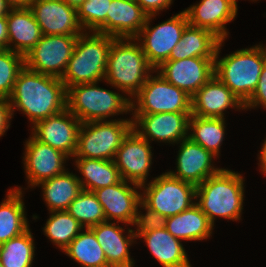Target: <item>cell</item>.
I'll return each instance as SVG.
<instances>
[{
	"instance_id": "19",
	"label": "cell",
	"mask_w": 266,
	"mask_h": 267,
	"mask_svg": "<svg viewBox=\"0 0 266 267\" xmlns=\"http://www.w3.org/2000/svg\"><path fill=\"white\" fill-rule=\"evenodd\" d=\"M179 143L177 171L168 172L174 178L197 186L222 169L213 167L212 161L216 156L190 138L187 137Z\"/></svg>"
},
{
	"instance_id": "33",
	"label": "cell",
	"mask_w": 266,
	"mask_h": 267,
	"mask_svg": "<svg viewBox=\"0 0 266 267\" xmlns=\"http://www.w3.org/2000/svg\"><path fill=\"white\" fill-rule=\"evenodd\" d=\"M34 252L33 235L28 229L0 245V262L3 267H32Z\"/></svg>"
},
{
	"instance_id": "20",
	"label": "cell",
	"mask_w": 266,
	"mask_h": 267,
	"mask_svg": "<svg viewBox=\"0 0 266 267\" xmlns=\"http://www.w3.org/2000/svg\"><path fill=\"white\" fill-rule=\"evenodd\" d=\"M245 109L241 100L214 74L191 97V114L204 118H224L228 108Z\"/></svg>"
},
{
	"instance_id": "45",
	"label": "cell",
	"mask_w": 266,
	"mask_h": 267,
	"mask_svg": "<svg viewBox=\"0 0 266 267\" xmlns=\"http://www.w3.org/2000/svg\"><path fill=\"white\" fill-rule=\"evenodd\" d=\"M11 7L6 3L5 0H0V18L7 17Z\"/></svg>"
},
{
	"instance_id": "39",
	"label": "cell",
	"mask_w": 266,
	"mask_h": 267,
	"mask_svg": "<svg viewBox=\"0 0 266 267\" xmlns=\"http://www.w3.org/2000/svg\"><path fill=\"white\" fill-rule=\"evenodd\" d=\"M266 108V64L262 69L256 90L250 99L244 104L245 109L255 108L257 106Z\"/></svg>"
},
{
	"instance_id": "28",
	"label": "cell",
	"mask_w": 266,
	"mask_h": 267,
	"mask_svg": "<svg viewBox=\"0 0 266 267\" xmlns=\"http://www.w3.org/2000/svg\"><path fill=\"white\" fill-rule=\"evenodd\" d=\"M36 186H41L44 202L50 212L67 211L83 190L78 176L67 170L63 174L41 181Z\"/></svg>"
},
{
	"instance_id": "24",
	"label": "cell",
	"mask_w": 266,
	"mask_h": 267,
	"mask_svg": "<svg viewBox=\"0 0 266 267\" xmlns=\"http://www.w3.org/2000/svg\"><path fill=\"white\" fill-rule=\"evenodd\" d=\"M7 23L8 49L23 56H25L43 36L40 26L36 22L29 7L11 8L7 15Z\"/></svg>"
},
{
	"instance_id": "25",
	"label": "cell",
	"mask_w": 266,
	"mask_h": 267,
	"mask_svg": "<svg viewBox=\"0 0 266 267\" xmlns=\"http://www.w3.org/2000/svg\"><path fill=\"white\" fill-rule=\"evenodd\" d=\"M221 39L210 30L188 24L168 60L190 57L215 58Z\"/></svg>"
},
{
	"instance_id": "41",
	"label": "cell",
	"mask_w": 266,
	"mask_h": 267,
	"mask_svg": "<svg viewBox=\"0 0 266 267\" xmlns=\"http://www.w3.org/2000/svg\"><path fill=\"white\" fill-rule=\"evenodd\" d=\"M12 116L9 99L0 97V137L9 128Z\"/></svg>"
},
{
	"instance_id": "15",
	"label": "cell",
	"mask_w": 266,
	"mask_h": 267,
	"mask_svg": "<svg viewBox=\"0 0 266 267\" xmlns=\"http://www.w3.org/2000/svg\"><path fill=\"white\" fill-rule=\"evenodd\" d=\"M150 143L134 130L124 139L113 160L123 180L140 186L146 184L152 165Z\"/></svg>"
},
{
	"instance_id": "18",
	"label": "cell",
	"mask_w": 266,
	"mask_h": 267,
	"mask_svg": "<svg viewBox=\"0 0 266 267\" xmlns=\"http://www.w3.org/2000/svg\"><path fill=\"white\" fill-rule=\"evenodd\" d=\"M43 35H80L77 9L63 0H33L29 6Z\"/></svg>"
},
{
	"instance_id": "3",
	"label": "cell",
	"mask_w": 266,
	"mask_h": 267,
	"mask_svg": "<svg viewBox=\"0 0 266 267\" xmlns=\"http://www.w3.org/2000/svg\"><path fill=\"white\" fill-rule=\"evenodd\" d=\"M155 69L134 38H116L109 49L104 80L132 99ZM131 96V98H130Z\"/></svg>"
},
{
	"instance_id": "35",
	"label": "cell",
	"mask_w": 266,
	"mask_h": 267,
	"mask_svg": "<svg viewBox=\"0 0 266 267\" xmlns=\"http://www.w3.org/2000/svg\"><path fill=\"white\" fill-rule=\"evenodd\" d=\"M84 228L106 221L103 207L93 191L82 190L67 210Z\"/></svg>"
},
{
	"instance_id": "44",
	"label": "cell",
	"mask_w": 266,
	"mask_h": 267,
	"mask_svg": "<svg viewBox=\"0 0 266 267\" xmlns=\"http://www.w3.org/2000/svg\"><path fill=\"white\" fill-rule=\"evenodd\" d=\"M11 8H27L33 0H5Z\"/></svg>"
},
{
	"instance_id": "9",
	"label": "cell",
	"mask_w": 266,
	"mask_h": 267,
	"mask_svg": "<svg viewBox=\"0 0 266 267\" xmlns=\"http://www.w3.org/2000/svg\"><path fill=\"white\" fill-rule=\"evenodd\" d=\"M133 98L131 111L134 110V114L191 113V96L159 73L156 76L150 74Z\"/></svg>"
},
{
	"instance_id": "26",
	"label": "cell",
	"mask_w": 266,
	"mask_h": 267,
	"mask_svg": "<svg viewBox=\"0 0 266 267\" xmlns=\"http://www.w3.org/2000/svg\"><path fill=\"white\" fill-rule=\"evenodd\" d=\"M214 225L195 203L189 209L166 218V230L179 240L201 241L208 239Z\"/></svg>"
},
{
	"instance_id": "6",
	"label": "cell",
	"mask_w": 266,
	"mask_h": 267,
	"mask_svg": "<svg viewBox=\"0 0 266 267\" xmlns=\"http://www.w3.org/2000/svg\"><path fill=\"white\" fill-rule=\"evenodd\" d=\"M95 83L76 84L67 89V109L81 123L107 121L106 118L131 111V99Z\"/></svg>"
},
{
	"instance_id": "32",
	"label": "cell",
	"mask_w": 266,
	"mask_h": 267,
	"mask_svg": "<svg viewBox=\"0 0 266 267\" xmlns=\"http://www.w3.org/2000/svg\"><path fill=\"white\" fill-rule=\"evenodd\" d=\"M225 128V118H204L191 115L188 129L190 131L188 133L191 134H188V138L218 157L225 136Z\"/></svg>"
},
{
	"instance_id": "40",
	"label": "cell",
	"mask_w": 266,
	"mask_h": 267,
	"mask_svg": "<svg viewBox=\"0 0 266 267\" xmlns=\"http://www.w3.org/2000/svg\"><path fill=\"white\" fill-rule=\"evenodd\" d=\"M136 2L148 15H157L159 11L167 9L173 0H136Z\"/></svg>"
},
{
	"instance_id": "34",
	"label": "cell",
	"mask_w": 266,
	"mask_h": 267,
	"mask_svg": "<svg viewBox=\"0 0 266 267\" xmlns=\"http://www.w3.org/2000/svg\"><path fill=\"white\" fill-rule=\"evenodd\" d=\"M50 214L43 228L44 234L63 251L84 227L68 211Z\"/></svg>"
},
{
	"instance_id": "38",
	"label": "cell",
	"mask_w": 266,
	"mask_h": 267,
	"mask_svg": "<svg viewBox=\"0 0 266 267\" xmlns=\"http://www.w3.org/2000/svg\"><path fill=\"white\" fill-rule=\"evenodd\" d=\"M146 210L145 214L140 213L139 208ZM139 211V212H138ZM166 217L157 211L148 208L142 201L137 205V212L133 225H136L134 234L138 238L141 234L146 232L162 229L165 227ZM136 231V232H135Z\"/></svg>"
},
{
	"instance_id": "42",
	"label": "cell",
	"mask_w": 266,
	"mask_h": 267,
	"mask_svg": "<svg viewBox=\"0 0 266 267\" xmlns=\"http://www.w3.org/2000/svg\"><path fill=\"white\" fill-rule=\"evenodd\" d=\"M0 49H8L7 17L0 18Z\"/></svg>"
},
{
	"instance_id": "37",
	"label": "cell",
	"mask_w": 266,
	"mask_h": 267,
	"mask_svg": "<svg viewBox=\"0 0 266 267\" xmlns=\"http://www.w3.org/2000/svg\"><path fill=\"white\" fill-rule=\"evenodd\" d=\"M25 67L24 56L10 49H0V97L9 98L19 72Z\"/></svg>"
},
{
	"instance_id": "4",
	"label": "cell",
	"mask_w": 266,
	"mask_h": 267,
	"mask_svg": "<svg viewBox=\"0 0 266 267\" xmlns=\"http://www.w3.org/2000/svg\"><path fill=\"white\" fill-rule=\"evenodd\" d=\"M221 40L215 55L214 74L245 104L256 90L266 64V51L261 44L236 50L219 59Z\"/></svg>"
},
{
	"instance_id": "16",
	"label": "cell",
	"mask_w": 266,
	"mask_h": 267,
	"mask_svg": "<svg viewBox=\"0 0 266 267\" xmlns=\"http://www.w3.org/2000/svg\"><path fill=\"white\" fill-rule=\"evenodd\" d=\"M68 156L62 151L36 140L32 135L25 142L23 157L25 174L30 187L54 176L63 174Z\"/></svg>"
},
{
	"instance_id": "36",
	"label": "cell",
	"mask_w": 266,
	"mask_h": 267,
	"mask_svg": "<svg viewBox=\"0 0 266 267\" xmlns=\"http://www.w3.org/2000/svg\"><path fill=\"white\" fill-rule=\"evenodd\" d=\"M112 0H85L77 9L78 21L84 31L106 34V17Z\"/></svg>"
},
{
	"instance_id": "10",
	"label": "cell",
	"mask_w": 266,
	"mask_h": 267,
	"mask_svg": "<svg viewBox=\"0 0 266 267\" xmlns=\"http://www.w3.org/2000/svg\"><path fill=\"white\" fill-rule=\"evenodd\" d=\"M155 16L156 14L148 15L145 25L134 38L135 41L140 43L148 63L154 69L169 59L172 49L181 39L185 27L189 24L186 13L183 10L167 21L151 28L150 22Z\"/></svg>"
},
{
	"instance_id": "5",
	"label": "cell",
	"mask_w": 266,
	"mask_h": 267,
	"mask_svg": "<svg viewBox=\"0 0 266 267\" xmlns=\"http://www.w3.org/2000/svg\"><path fill=\"white\" fill-rule=\"evenodd\" d=\"M89 33V34H88ZM116 38L95 31H84L77 38L67 69L61 78L66 89L105 78L109 49Z\"/></svg>"
},
{
	"instance_id": "43",
	"label": "cell",
	"mask_w": 266,
	"mask_h": 267,
	"mask_svg": "<svg viewBox=\"0 0 266 267\" xmlns=\"http://www.w3.org/2000/svg\"><path fill=\"white\" fill-rule=\"evenodd\" d=\"M259 166H260V170L262 171V173L266 176V139L264 141V143L262 144L260 153H259Z\"/></svg>"
},
{
	"instance_id": "31",
	"label": "cell",
	"mask_w": 266,
	"mask_h": 267,
	"mask_svg": "<svg viewBox=\"0 0 266 267\" xmlns=\"http://www.w3.org/2000/svg\"><path fill=\"white\" fill-rule=\"evenodd\" d=\"M84 230L62 252L79 263L81 267L109 266L94 232L90 228H84Z\"/></svg>"
},
{
	"instance_id": "7",
	"label": "cell",
	"mask_w": 266,
	"mask_h": 267,
	"mask_svg": "<svg viewBox=\"0 0 266 267\" xmlns=\"http://www.w3.org/2000/svg\"><path fill=\"white\" fill-rule=\"evenodd\" d=\"M133 130L132 117L81 123L74 158L114 160L116 151Z\"/></svg>"
},
{
	"instance_id": "47",
	"label": "cell",
	"mask_w": 266,
	"mask_h": 267,
	"mask_svg": "<svg viewBox=\"0 0 266 267\" xmlns=\"http://www.w3.org/2000/svg\"><path fill=\"white\" fill-rule=\"evenodd\" d=\"M237 4V0H233ZM251 1H257V0H251Z\"/></svg>"
},
{
	"instance_id": "1",
	"label": "cell",
	"mask_w": 266,
	"mask_h": 267,
	"mask_svg": "<svg viewBox=\"0 0 266 267\" xmlns=\"http://www.w3.org/2000/svg\"><path fill=\"white\" fill-rule=\"evenodd\" d=\"M8 99L12 115L18 109L34 125L67 108V89L61 78L24 67L19 72Z\"/></svg>"
},
{
	"instance_id": "2",
	"label": "cell",
	"mask_w": 266,
	"mask_h": 267,
	"mask_svg": "<svg viewBox=\"0 0 266 267\" xmlns=\"http://www.w3.org/2000/svg\"><path fill=\"white\" fill-rule=\"evenodd\" d=\"M244 178L232 170L221 169L196 186V204L214 225L215 217L232 221L241 219Z\"/></svg>"
},
{
	"instance_id": "29",
	"label": "cell",
	"mask_w": 266,
	"mask_h": 267,
	"mask_svg": "<svg viewBox=\"0 0 266 267\" xmlns=\"http://www.w3.org/2000/svg\"><path fill=\"white\" fill-rule=\"evenodd\" d=\"M21 189H9L6 199L0 204V245L29 229Z\"/></svg>"
},
{
	"instance_id": "12",
	"label": "cell",
	"mask_w": 266,
	"mask_h": 267,
	"mask_svg": "<svg viewBox=\"0 0 266 267\" xmlns=\"http://www.w3.org/2000/svg\"><path fill=\"white\" fill-rule=\"evenodd\" d=\"M133 130L143 139L177 143L188 137L191 113L133 114Z\"/></svg>"
},
{
	"instance_id": "8",
	"label": "cell",
	"mask_w": 266,
	"mask_h": 267,
	"mask_svg": "<svg viewBox=\"0 0 266 267\" xmlns=\"http://www.w3.org/2000/svg\"><path fill=\"white\" fill-rule=\"evenodd\" d=\"M141 201L150 209L170 217L189 209L196 202V186L174 178L168 172L140 186ZM143 188V189H142Z\"/></svg>"
},
{
	"instance_id": "11",
	"label": "cell",
	"mask_w": 266,
	"mask_h": 267,
	"mask_svg": "<svg viewBox=\"0 0 266 267\" xmlns=\"http://www.w3.org/2000/svg\"><path fill=\"white\" fill-rule=\"evenodd\" d=\"M79 35H43L24 56L31 71L58 78L64 75Z\"/></svg>"
},
{
	"instance_id": "22",
	"label": "cell",
	"mask_w": 266,
	"mask_h": 267,
	"mask_svg": "<svg viewBox=\"0 0 266 267\" xmlns=\"http://www.w3.org/2000/svg\"><path fill=\"white\" fill-rule=\"evenodd\" d=\"M94 232L97 241L104 250L109 266L133 267L134 260L131 258L129 248L136 236L134 230L128 228V236L123 235L125 229L117 226V222L104 221L90 227Z\"/></svg>"
},
{
	"instance_id": "14",
	"label": "cell",
	"mask_w": 266,
	"mask_h": 267,
	"mask_svg": "<svg viewBox=\"0 0 266 267\" xmlns=\"http://www.w3.org/2000/svg\"><path fill=\"white\" fill-rule=\"evenodd\" d=\"M81 121L67 108L62 112L40 120L32 126V136L51 147L73 157L77 149Z\"/></svg>"
},
{
	"instance_id": "21",
	"label": "cell",
	"mask_w": 266,
	"mask_h": 267,
	"mask_svg": "<svg viewBox=\"0 0 266 267\" xmlns=\"http://www.w3.org/2000/svg\"><path fill=\"white\" fill-rule=\"evenodd\" d=\"M184 11L190 25L210 30L221 40H226L225 25L235 19L238 7L233 0H201Z\"/></svg>"
},
{
	"instance_id": "27",
	"label": "cell",
	"mask_w": 266,
	"mask_h": 267,
	"mask_svg": "<svg viewBox=\"0 0 266 267\" xmlns=\"http://www.w3.org/2000/svg\"><path fill=\"white\" fill-rule=\"evenodd\" d=\"M138 238L144 239L153 257L163 267H191L181 240L165 227L141 234Z\"/></svg>"
},
{
	"instance_id": "30",
	"label": "cell",
	"mask_w": 266,
	"mask_h": 267,
	"mask_svg": "<svg viewBox=\"0 0 266 267\" xmlns=\"http://www.w3.org/2000/svg\"><path fill=\"white\" fill-rule=\"evenodd\" d=\"M75 165L84 177L82 179L78 176L83 190L94 192L122 180L113 160L75 158Z\"/></svg>"
},
{
	"instance_id": "17",
	"label": "cell",
	"mask_w": 266,
	"mask_h": 267,
	"mask_svg": "<svg viewBox=\"0 0 266 267\" xmlns=\"http://www.w3.org/2000/svg\"><path fill=\"white\" fill-rule=\"evenodd\" d=\"M136 188L141 190L140 185L122 179L119 183L94 191L103 207L106 221L115 220L133 226L137 205L141 202V192Z\"/></svg>"
},
{
	"instance_id": "13",
	"label": "cell",
	"mask_w": 266,
	"mask_h": 267,
	"mask_svg": "<svg viewBox=\"0 0 266 267\" xmlns=\"http://www.w3.org/2000/svg\"><path fill=\"white\" fill-rule=\"evenodd\" d=\"M215 58L190 57L166 60L154 72L191 97L214 75Z\"/></svg>"
},
{
	"instance_id": "23",
	"label": "cell",
	"mask_w": 266,
	"mask_h": 267,
	"mask_svg": "<svg viewBox=\"0 0 266 267\" xmlns=\"http://www.w3.org/2000/svg\"><path fill=\"white\" fill-rule=\"evenodd\" d=\"M148 14L136 1L112 0L106 17V35L135 38L146 23Z\"/></svg>"
},
{
	"instance_id": "46",
	"label": "cell",
	"mask_w": 266,
	"mask_h": 267,
	"mask_svg": "<svg viewBox=\"0 0 266 267\" xmlns=\"http://www.w3.org/2000/svg\"><path fill=\"white\" fill-rule=\"evenodd\" d=\"M66 2L69 6L78 9V7L85 1V0H63Z\"/></svg>"
}]
</instances>
